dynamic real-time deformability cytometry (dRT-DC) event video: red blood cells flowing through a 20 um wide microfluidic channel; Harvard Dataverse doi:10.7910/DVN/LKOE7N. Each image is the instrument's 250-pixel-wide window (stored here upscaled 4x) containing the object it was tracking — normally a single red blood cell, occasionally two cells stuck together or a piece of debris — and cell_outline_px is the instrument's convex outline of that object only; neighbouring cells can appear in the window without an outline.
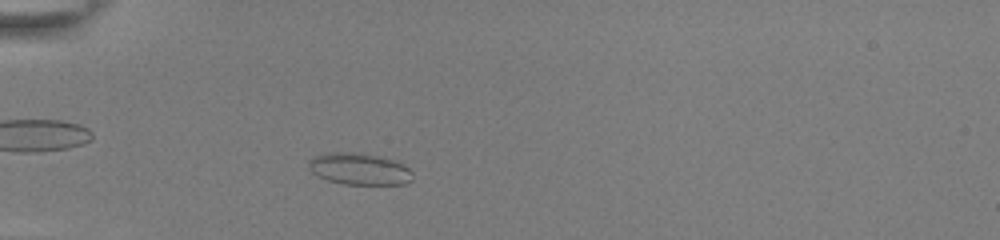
{"species": "common noctule bat (a hibernating species)", "species_latin": "Nyctalus noctula", "temperature_condition": "room temperature", "stored_images_in_passage": 45, "camera_frame_rate_fps": 3000, "um_per_image_px": 0.085, "animal": {"sex": "female", "body_mass_g": 22.0, "forearm_length_mm": 56.7}, "frame": {"image": 1, "passage_image": 9, "time_ms": 2.667, "image_size_px": [1000, 240], "cell_outline_px": [[412, 180], [404, 184], [344, 184], [328, 180], [312, 172], [308, 168], [308, 160], [312, 156], [328, 152], [352, 152], [376, 156], [396, 160], [404, 164], [412, 172]], "centroid_in_image_um": [30.53, 14.35], "position_along_channel_um": 54.5, "area_um2": 19.25}}
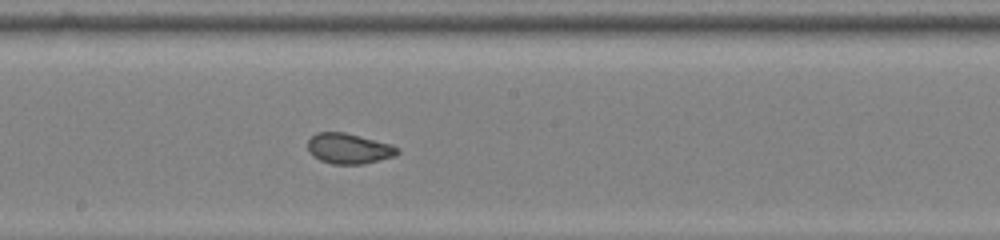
{"frame": {"image": 2, "passage_image": 23, "time_ms": 7.333, "image_size_px": [1000, 240], "cell_outline_px": [[400, 152], [396, 156], [364, 164], [332, 164], [320, 160], [312, 156], [308, 152], [308, 140], [316, 132], [344, 132], [392, 144], [400, 148]], "centroid_in_image_um": [29.67, 12.63], "position_along_channel_um": 218.5, "area_um2": 16.13}}
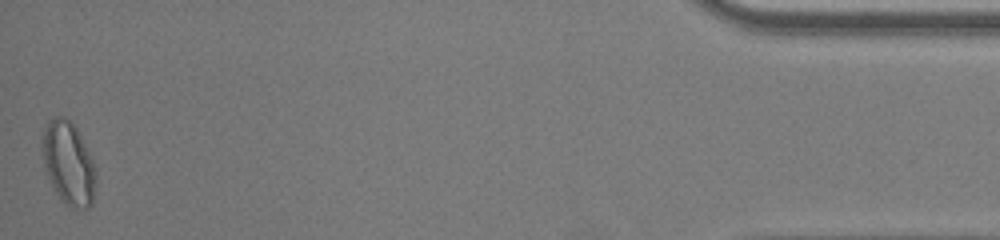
{"frame": {"image": 3, "passage_image": 45, "time_ms": 14.667, "image_size_px": [1000, 240], "cell_outline_px": [[96, 180], [92, 204], [88, 208], [72, 208], [60, 200], [44, 168], [44, 128], [48, 120], [56, 116], [64, 116], [76, 128], [96, 168]], "centroid_in_image_um": [5.84, 13.91], "position_along_channel_um": 429.4, "area_um2": 25.43}, "authors_computed_cell_mechanics": {"area_um2": 17.6868, "velocity_mm_per_s": 3.8822, "shape_relaxation_time_tau1_ms": null, "shape_relaxation_time_tau2_ms": 0.7426, "deformation_change_tau1": null, "deformation_change_tau2": 0.0492}}